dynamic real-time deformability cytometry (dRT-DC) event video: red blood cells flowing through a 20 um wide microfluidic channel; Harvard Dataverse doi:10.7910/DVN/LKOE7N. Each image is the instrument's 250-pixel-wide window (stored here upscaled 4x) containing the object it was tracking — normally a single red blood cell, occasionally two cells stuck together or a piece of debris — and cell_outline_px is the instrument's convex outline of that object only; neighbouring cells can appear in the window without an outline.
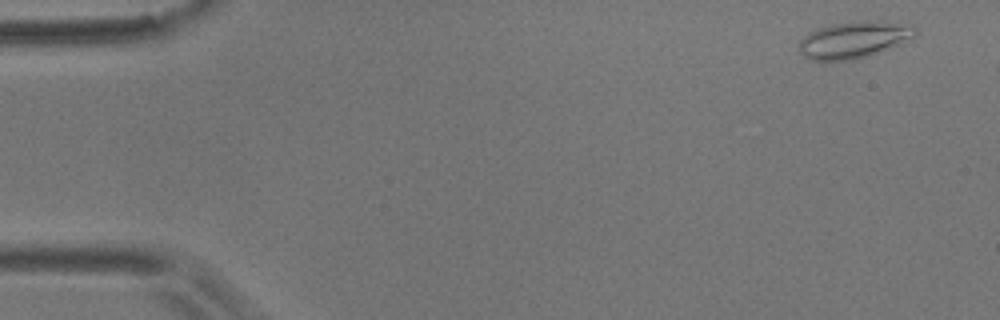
{"species": "common noctule bat (a hibernating species)", "species_latin": "Nyctalus noctula", "temperature_condition": "room temperature", "stored_images_in_passage": 3, "camera_frame_rate_fps": 3000, "um_per_image_px": 0.085, "animal": {"sex": "male", "body_mass_g": 17.9}, "frame": {"image": 1, "passage_image": 1, "time_ms": 0.0, "image_size_px": [1000, 320], "cell_outline_px": [[916, 32], [912, 36], [896, 44], [876, 52], [864, 56], [844, 60], [812, 60], [804, 56], [800, 52], [800, 40], [808, 32], [832, 24], [852, 20], [880, 20], [912, 24], [916, 28]], "centroid_in_image_um": [72.55, 3.32], "position_along_channel_um": 12.5, "area_um2": 24.39}}